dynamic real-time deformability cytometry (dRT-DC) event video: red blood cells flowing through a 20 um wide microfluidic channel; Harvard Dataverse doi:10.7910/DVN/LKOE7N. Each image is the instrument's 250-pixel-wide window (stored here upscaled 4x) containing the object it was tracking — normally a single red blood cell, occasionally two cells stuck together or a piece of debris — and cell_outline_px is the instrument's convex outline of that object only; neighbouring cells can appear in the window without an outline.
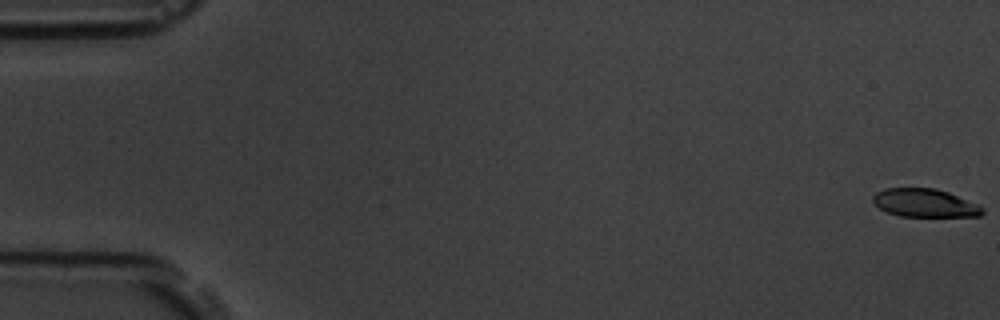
{"species": "common noctule bat (a hibernating species)", "species_latin": "Nyctalus noctula", "temperature_condition": "room temperature", "stored_images_in_passage": 57, "camera_frame_rate_fps": 3000, "um_per_image_px": 0.085, "animal": {"sex": "male", "body_mass_g": 19.5, "forearm_length_mm": 54.6}, "frame": {"image": 1, "passage_image": 1, "time_ms": 0.0, "image_size_px": [1000, 320], "cell_outline_px": [[984, 212], [980, 216], [900, 216], [888, 212], [880, 208], [872, 200], [872, 196], [876, 192], [884, 188], [936, 188], [948, 192], [980, 204], [984, 208]], "centroid_in_image_um": [78.64, 17.24], "position_along_channel_um": 6.4, "area_um2": 18.09}}
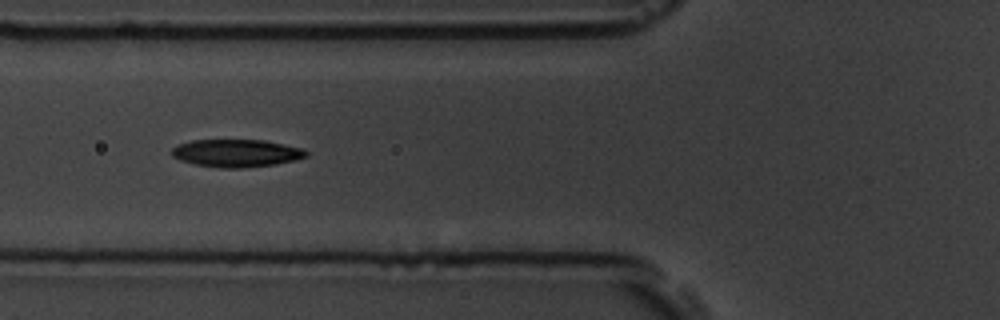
{"frame": {"image": 2, "passage_image": 22, "time_ms": 7.0, "image_size_px": [1000, 320], "cell_outline_px": [[308, 156], [296, 160], [276, 164], [240, 168], [220, 168], [196, 164], [180, 160], [172, 156], [172, 148], [180, 144], [192, 140], [264, 140], [304, 148], [308, 152]], "centroid_in_image_um": [20.14, 13.01], "position_along_channel_um": 105.7, "area_um2": 21.68}}
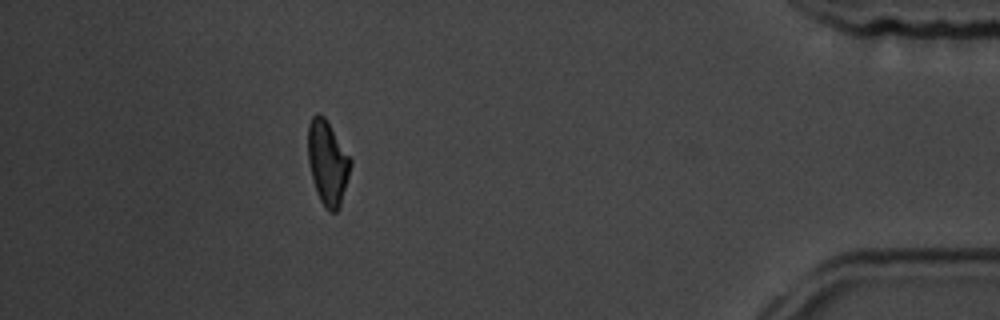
{"frame": {"image": 3, "passage_image": 51, "time_ms": 16.667, "image_size_px": [1000, 320], "cell_outline_px": [[352, 164], [340, 208], [336, 212], [328, 212], [324, 208], [316, 192], [312, 180], [308, 160], [308, 124], [312, 116], [316, 112], [324, 116], [352, 160]], "centroid_in_image_um": [27.84, 13.86], "position_along_channel_um": 407.4, "area_um2": 21.1}, "authors_computed_cell_mechanics": {"area_um2": 21.3282, "velocity_mm_per_s": 3.6589, "shape_relaxation_time_tau1_ms": 4.0036, "shape_relaxation_time_tau2_ms": 3.613, "deformation_change_tau1": 0.1456, "deformation_change_tau2": 0.0987}}